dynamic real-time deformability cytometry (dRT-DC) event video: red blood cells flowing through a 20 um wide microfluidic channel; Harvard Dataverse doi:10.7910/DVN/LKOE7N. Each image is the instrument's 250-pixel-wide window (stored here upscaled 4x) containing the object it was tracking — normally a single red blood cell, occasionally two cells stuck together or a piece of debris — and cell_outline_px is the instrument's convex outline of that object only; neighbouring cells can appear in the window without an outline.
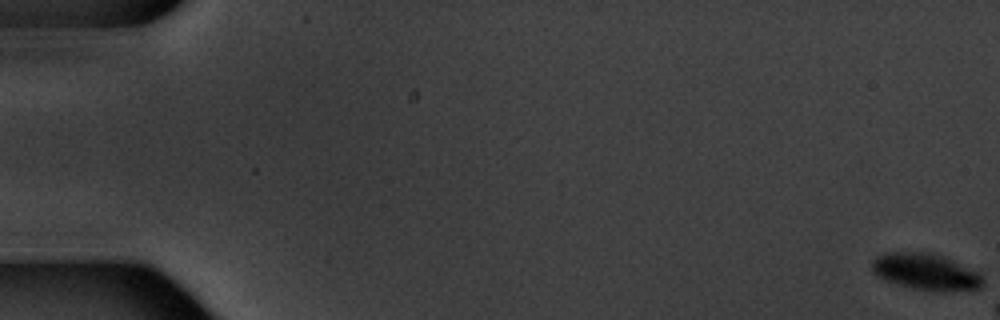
{"species": "common noctule bat (a hibernating species)", "species_latin": "Nyctalus noctula", "temperature_condition": "warm", "stored_images_in_passage": 4, "camera_frame_rate_fps": 3000, "um_per_image_px": 0.085, "animal": {"sex": "male", "body_mass_g": 20.1, "forearm_length_mm": 53.5}, "frame": {"image": 1, "passage_image": 1, "time_ms": 0.0, "image_size_px": [1000, 320], "cell_outline_px": [[984, 284], [980, 288], [912, 288], [884, 280], [876, 276], [872, 272], [872, 260], [876, 256], [888, 252], [924, 252], [940, 256], [952, 260], [980, 272], [984, 280]], "centroid_in_image_um": [78.62, 23.05], "position_along_channel_um": 6.4, "area_um2": 22.66}}